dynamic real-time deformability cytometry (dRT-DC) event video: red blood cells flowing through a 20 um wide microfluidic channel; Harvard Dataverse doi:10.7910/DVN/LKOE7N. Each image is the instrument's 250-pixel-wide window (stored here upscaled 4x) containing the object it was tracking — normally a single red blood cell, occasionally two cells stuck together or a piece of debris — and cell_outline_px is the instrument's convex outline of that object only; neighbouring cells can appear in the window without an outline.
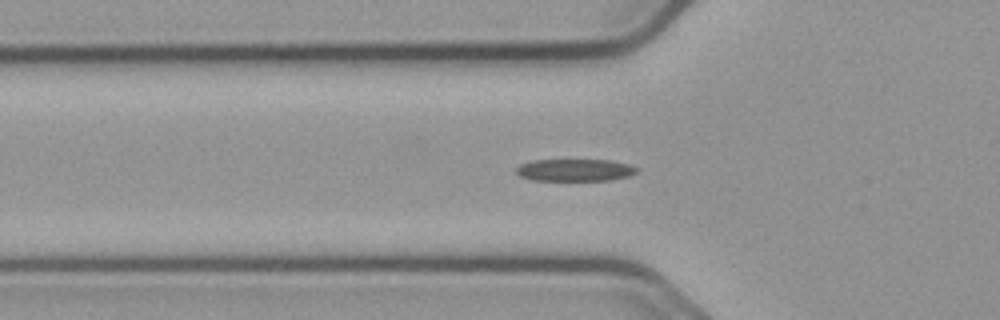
{"species": "common noctule bat (a hibernating species)", "species_latin": "Nyctalus noctula", "temperature_condition": "cold", "stored_images_in_passage": 44, "camera_frame_rate_fps": 3000, "um_per_image_px": 0.085, "animal": {"sex": "male", "body_mass_g": 23.1, "forearm_length_mm": 52.7}, "frame": {"image": 1, "passage_image": 6, "time_ms": 1.667, "image_size_px": [1000, 320], "cell_outline_px": [[636, 172], [628, 176], [608, 180], [532, 180], [520, 176], [516, 172], [516, 168], [520, 164], [532, 160], [608, 160], [628, 164], [636, 168]], "centroid_in_image_um": [48.81, 14.45], "position_along_channel_um": 77.0, "area_um2": 15.37}}
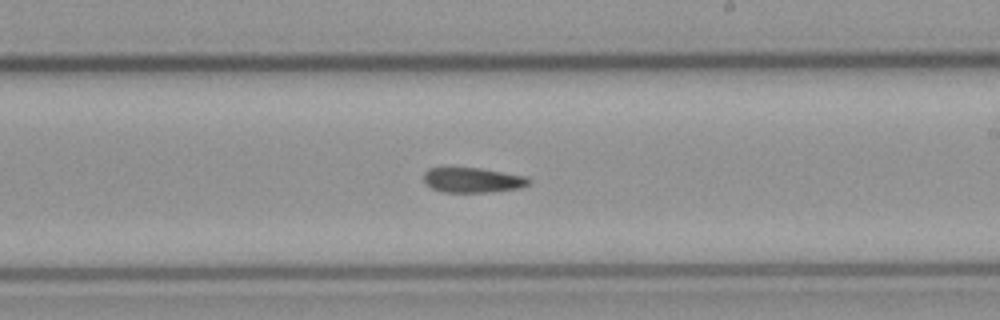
{"frame": {"image": 2, "passage_image": 20, "time_ms": 6.333, "image_size_px": [1000, 320], "cell_outline_px": [[532, 180], [528, 184], [520, 188], [488, 192], [444, 192], [432, 188], [424, 184], [424, 172], [428, 168], [480, 168], [528, 176]], "centroid_in_image_um": [40.19, 15.3], "position_along_channel_um": 248.8, "area_um2": 15.37}}
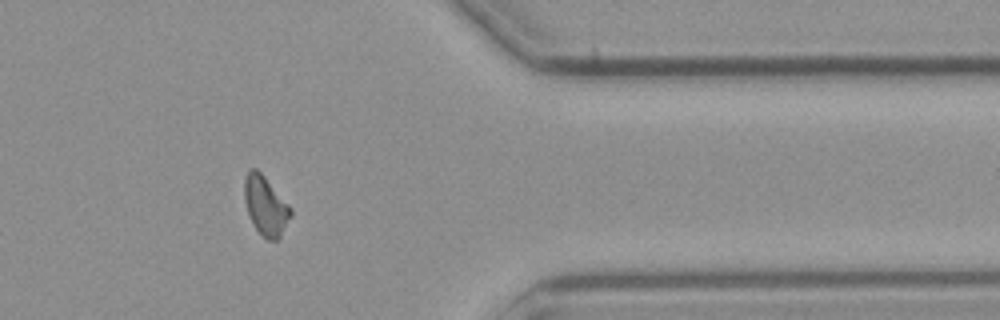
{"frame": {"image": 3, "passage_image": 33, "time_ms": 10.667, "image_size_px": [1000, 320], "cell_outline_px": [[292, 216], [280, 236], [276, 240], [268, 240], [252, 224], [248, 216], [244, 200], [244, 176], [248, 168], [256, 168], [264, 176], [292, 208]], "centroid_in_image_um": [22.55, 17.46], "position_along_channel_um": 388.8, "area_um2": 16.07}, "authors_computed_cell_mechanics": {"area_um2": 15.9528, "velocity_mm_per_s": 3.6587, "shape_relaxation_time_tau1_ms": 9.0115, "shape_relaxation_time_tau2_ms": 8.8611, "deformation_change_tau1": 0.1888, "deformation_change_tau2": 0.1787}}